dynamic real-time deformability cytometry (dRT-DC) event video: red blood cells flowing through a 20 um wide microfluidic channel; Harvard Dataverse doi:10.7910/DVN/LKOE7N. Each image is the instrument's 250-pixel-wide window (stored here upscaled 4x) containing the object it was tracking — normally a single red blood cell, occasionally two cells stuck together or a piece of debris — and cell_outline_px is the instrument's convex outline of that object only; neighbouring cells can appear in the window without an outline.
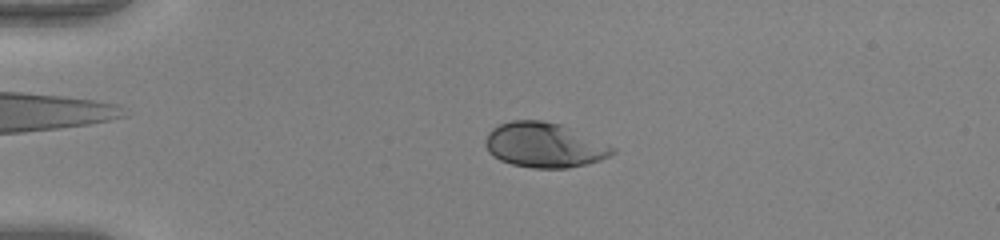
{"species": "human", "species_latin": "Homo sapiens", "temperature_condition": "warm", "stored_images_in_passage": 50, "camera_frame_rate_fps": 3000, "um_per_image_px": 0.085, "donor": {"sex": "female"}, "frame": {"image": 1, "passage_image": 12, "time_ms": 3.667, "image_size_px": [1000, 240], "cell_outline_px": [[616, 152], [600, 160], [588, 164], [568, 168], [532, 168], [512, 164], [500, 160], [492, 156], [488, 152], [484, 144], [484, 140], [488, 132], [492, 128], [500, 124], [512, 120], [544, 120], [560, 124], [608, 144], [616, 148]], "centroid_in_image_um": [46.23, 12.33], "position_along_channel_um": 38.8, "area_um2": 33.35}}
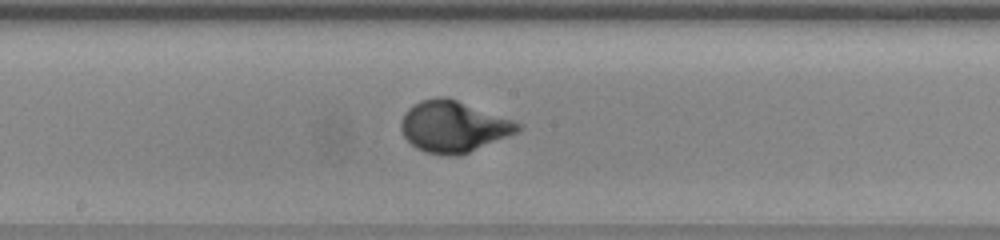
{"frame": {"image": 2, "passage_image": 28, "time_ms": 9.0, "image_size_px": [1000, 240], "cell_outline_px": [[524, 128], [516, 132], [468, 152], [456, 156], [448, 156], [424, 152], [416, 148], [404, 136], [400, 128], [400, 124], [404, 112], [412, 104], [420, 100], [436, 96], [444, 96], [456, 100], [524, 124]], "centroid_in_image_um": [38.5, 10.75], "position_along_channel_um": 209.7, "area_um2": 34.68}}
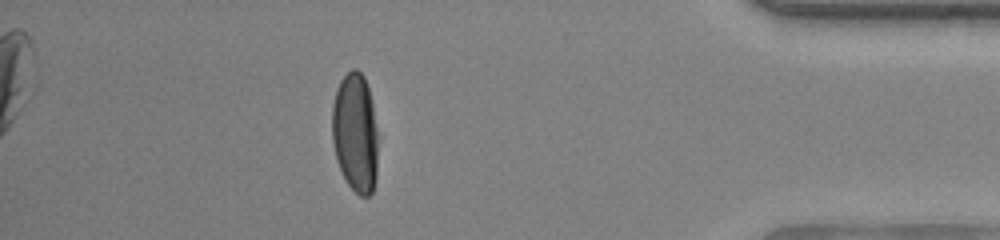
{"frame": {"image": 3, "passage_image": 45, "time_ms": 14.667, "image_size_px": [1000, 240], "cell_outline_px": [[376, 176], [372, 192], [368, 196], [360, 196], [348, 184], [336, 160], [332, 140], [332, 104], [340, 80], [352, 68], [356, 68], [364, 76], [368, 88], [372, 104], [376, 128]], "centroid_in_image_um": [30.17, 11.27], "position_along_channel_um": 405.0, "area_um2": 31.62}, "authors_computed_cell_mechanics": {"area_um2": 33.4662, "velocity_mm_per_s": 4.0863, "shape_relaxation_time_tau1_ms": 2.7079, "shape_relaxation_time_tau2_ms": null, "deformation_change_tau1": 0.1821, "deformation_change_tau2": null}}